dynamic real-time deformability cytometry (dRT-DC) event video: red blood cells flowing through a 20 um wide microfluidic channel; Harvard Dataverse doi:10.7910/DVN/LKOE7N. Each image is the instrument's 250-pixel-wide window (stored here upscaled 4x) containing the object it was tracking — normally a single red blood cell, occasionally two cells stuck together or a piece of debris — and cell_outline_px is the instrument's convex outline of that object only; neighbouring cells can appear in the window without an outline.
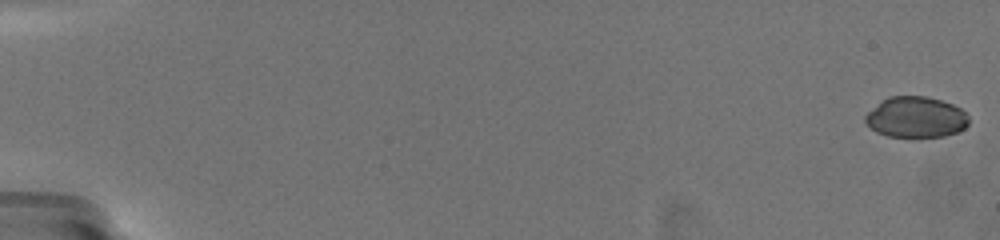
{"species": "common noctule bat (a hibernating species)", "species_latin": "Nyctalus noctula", "temperature_condition": "warm", "stored_images_in_passage": 43, "camera_frame_rate_fps": 3000, "um_per_image_px": 0.085, "animal": {"sex": "female", "body_mass_g": 19.5, "forearm_length_mm": 54.1}, "frame": {"image": 1, "passage_image": 1, "time_ms": 0.0, "image_size_px": [1000, 240], "cell_outline_px": [[968, 124], [964, 128], [956, 132], [944, 136], [888, 136], [876, 132], [864, 120], [864, 116], [868, 112], [884, 100], [892, 96], [924, 96], [940, 100], [952, 104], [960, 108], [968, 116]], "centroid_in_image_um": [77.86, 9.96], "position_along_channel_um": 7.1, "area_um2": 24.16}}
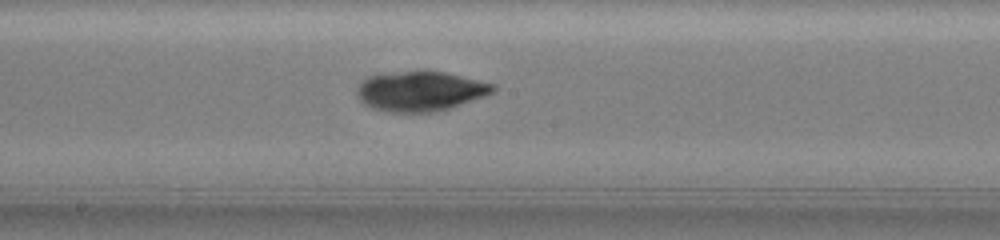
{"frame": {"image": 2, "passage_image": 23, "time_ms": 11.333, "image_size_px": [1000, 240], "cell_outline_px": [[496, 88], [492, 92], [484, 96], [436, 112], [388, 112], [372, 108], [364, 104], [356, 96], [356, 88], [368, 76], [404, 72], [444, 72], [496, 84]], "centroid_in_image_um": [35.7, 7.77], "position_along_channel_um": 212.5, "area_um2": 31.1}}
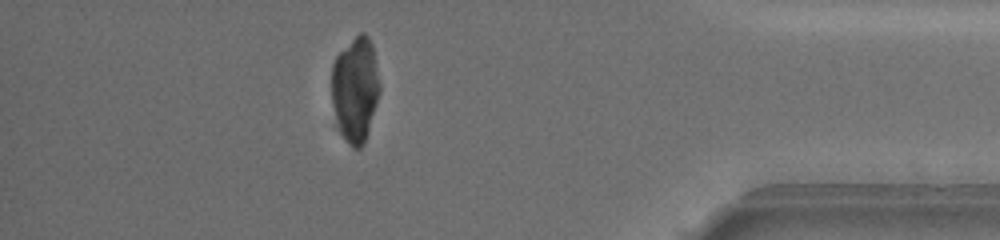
{"frame": {"image": 3, "passage_image": 38, "time_ms": 17.667, "image_size_px": [1000, 240], "cell_outline_px": [[380, 92], [368, 132], [364, 144], [360, 148], [352, 148], [348, 144], [340, 132], [332, 104], [332, 64], [336, 56], [360, 32], [364, 32], [368, 36], [372, 44], [380, 84]], "centroid_in_image_um": [30.2, 7.61], "position_along_channel_um": 405.0, "area_um2": 29.36}, "authors_computed_cell_mechanics": {"area_um2": 29.1312, "velocity_mm_per_s": 3.5725, "shape_relaxation_time_tau1_ms": 5.7313, "shape_relaxation_time_tau2_ms": 1.2692, "deformation_change_tau1": 0.1505, "deformation_change_tau2": 0.0504}}